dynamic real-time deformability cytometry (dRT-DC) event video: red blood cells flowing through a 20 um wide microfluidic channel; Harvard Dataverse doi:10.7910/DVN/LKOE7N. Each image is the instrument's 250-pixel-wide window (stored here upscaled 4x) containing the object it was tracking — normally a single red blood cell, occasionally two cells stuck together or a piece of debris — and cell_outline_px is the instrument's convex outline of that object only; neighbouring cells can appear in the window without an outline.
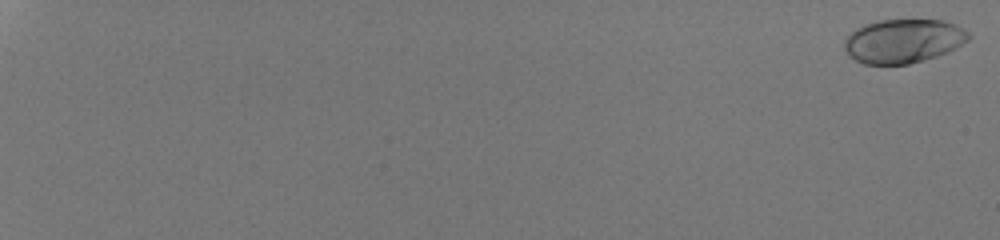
{"species": "human", "species_latin": "Homo sapiens", "temperature_condition": "room temperature", "stored_images_in_passage": 56, "camera_frame_rate_fps": 3000, "um_per_image_px": 0.085, "donor": {"sex": "male"}, "frame": {"image": 1, "passage_image": 1, "time_ms": 0.0, "image_size_px": [1000, 240], "cell_outline_px": [[972, 36], [968, 40], [956, 48], [948, 52], [924, 60], [908, 64], [864, 64], [848, 56], [844, 48], [844, 40], [856, 28], [864, 24], [880, 20], [944, 20], [956, 24], [964, 28]], "centroid_in_image_um": [76.8, 3.48], "position_along_channel_um": 8.2, "area_um2": 31.96}}
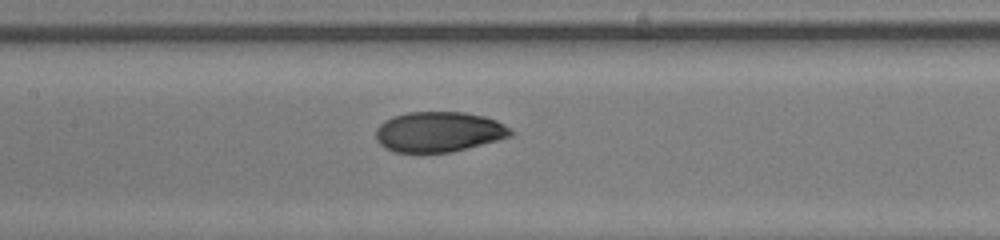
{"frame": {"image": 2, "passage_image": 33, "time_ms": 10.667, "image_size_px": [1000, 240], "cell_outline_px": [[516, 132], [512, 136], [452, 152], [392, 152], [384, 148], [376, 140], [376, 128], [384, 120], [392, 116], [408, 112], [464, 112], [484, 116], [496, 120], [512, 128]], "centroid_in_image_um": [37.3, 11.2], "position_along_channel_um": 170.1, "area_um2": 31.91}}
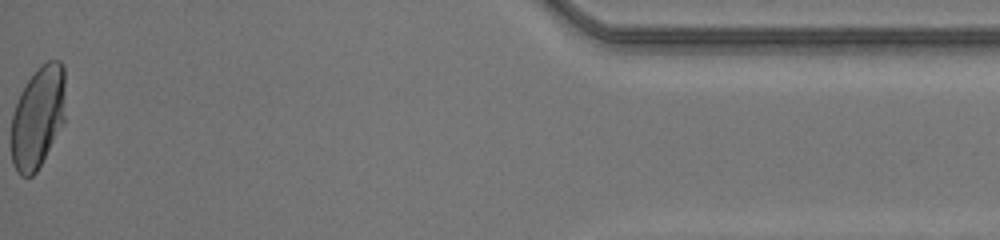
{"frame": {"image": 3, "passage_image": 56, "time_ms": 18.333, "image_size_px": [1000, 240], "cell_outline_px": [[64, 124], [36, 172], [32, 176], [20, 176], [16, 172], [12, 164], [12, 116], [20, 92], [28, 80], [40, 64], [48, 60], [60, 60], [64, 64]], "centroid_in_image_um": [3.23, 9.96], "position_along_channel_um": 432.0, "area_um2": 32.31}, "authors_computed_cell_mechanics": {"area_um2": 32.1368, "velocity_mm_per_s": 4.2072, "shape_relaxation_time_tau1_ms": 4.2494, "shape_relaxation_time_tau2_ms": null, "deformation_change_tau1": 0.1915, "deformation_change_tau2": null}}